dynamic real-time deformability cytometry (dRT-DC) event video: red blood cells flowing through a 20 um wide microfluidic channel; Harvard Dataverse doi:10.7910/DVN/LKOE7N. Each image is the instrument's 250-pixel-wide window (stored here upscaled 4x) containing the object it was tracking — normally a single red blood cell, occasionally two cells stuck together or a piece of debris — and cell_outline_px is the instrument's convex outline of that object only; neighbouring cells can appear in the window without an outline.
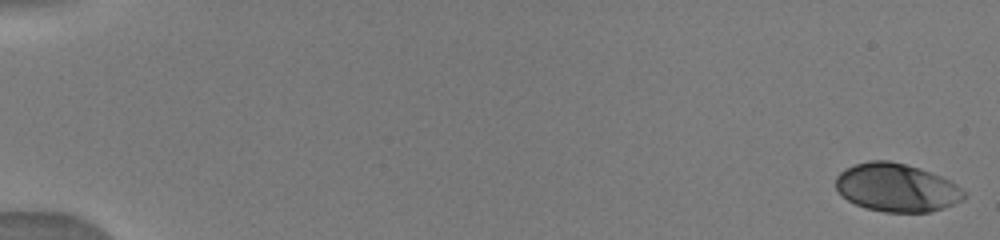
{"species": "human", "species_latin": "Homo sapiens", "temperature_condition": "warm", "stored_images_in_passage": 38, "camera_frame_rate_fps": 3000, "um_per_image_px": 0.085, "donor": {"sex": "male"}, "frame": {"image": 1, "passage_image": 1, "time_ms": 0.0, "image_size_px": [1000, 240], "cell_outline_px": [[968, 196], [964, 200], [928, 212], [884, 212], [864, 208], [848, 200], [836, 188], [836, 176], [844, 168], [868, 160], [888, 160], [920, 168], [932, 172], [952, 180], [968, 192]], "centroid_in_image_um": [76.26, 15.94], "position_along_channel_um": 8.7, "area_um2": 36.36}}
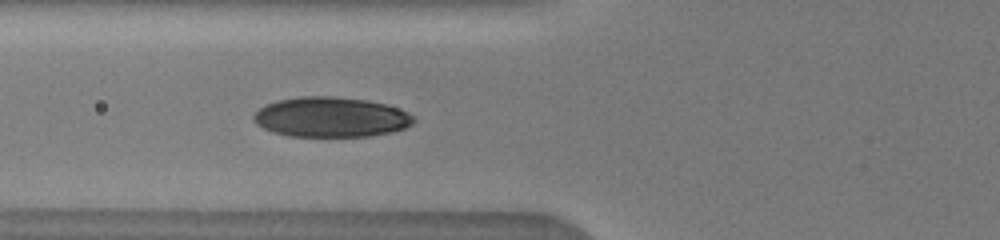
{"frame": {"image": 2, "passage_image": 17, "time_ms": 6.667, "image_size_px": [1000, 240], "cell_outline_px": [[416, 120], [412, 124], [404, 128], [392, 132], [368, 136], [288, 136], [272, 132], [256, 124], [252, 120], [252, 116], [264, 104], [280, 100], [300, 96], [332, 96], [368, 100], [400, 108], [416, 116]], "centroid_in_image_um": [28.14, 9.95], "position_along_channel_um": 97.7, "area_um2": 37.57}}
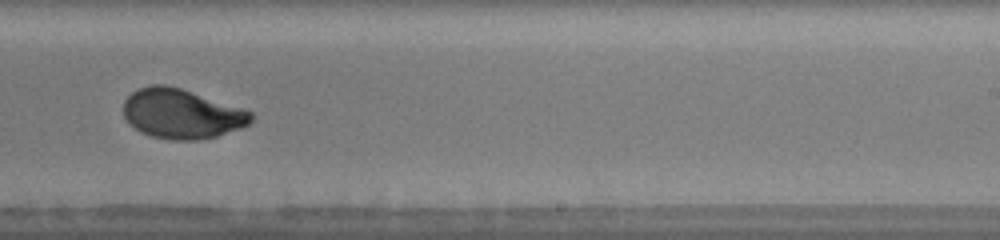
{"frame": {"image": 3, "passage_image": 30, "time_ms": 11.0, "image_size_px": [1000, 240], "cell_outline_px": [[256, 116], [248, 124], [240, 128], [216, 136], [196, 140], [168, 140], [152, 136], [140, 132], [124, 116], [124, 100], [136, 88], [152, 84], [164, 84], [180, 88], [244, 108], [252, 112]], "centroid_in_image_um": [15.45, 9.66], "position_along_channel_um": 273.5, "area_um2": 36.99}}